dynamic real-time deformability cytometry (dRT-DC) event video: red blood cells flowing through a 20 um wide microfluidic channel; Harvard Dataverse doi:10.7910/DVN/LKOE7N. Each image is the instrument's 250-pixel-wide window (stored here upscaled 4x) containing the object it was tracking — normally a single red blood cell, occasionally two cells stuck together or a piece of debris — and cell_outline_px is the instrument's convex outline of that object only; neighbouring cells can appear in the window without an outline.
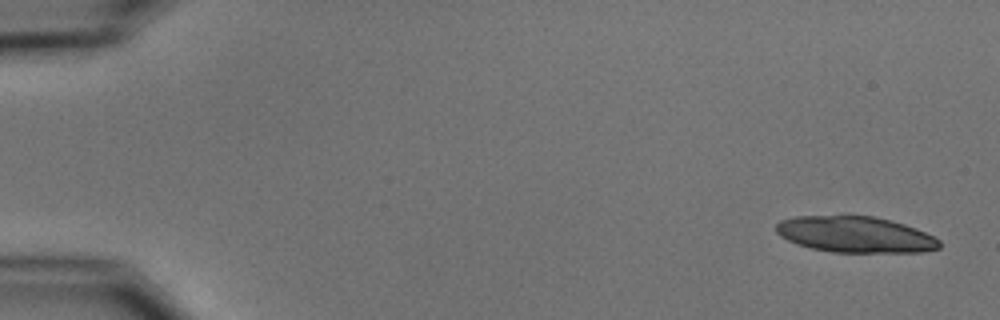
{"species": "common noctule bat (a hibernating species)", "species_latin": "Nyctalus noctula", "temperature_condition": "cold", "stored_images_in_passage": 5, "camera_frame_rate_fps": 3000, "um_per_image_px": 0.085, "animal": {"sex": "male", "body_mass_g": 15.6}, "frame": {"image": 1, "passage_image": 1, "time_ms": 0.0, "image_size_px": [1000, 320], "cell_outline_px": [[940, 248], [924, 252], [832, 252], [812, 248], [796, 244], [780, 236], [776, 232], [776, 224], [780, 220], [796, 216], [872, 216], [904, 224], [916, 228], [940, 240]], "centroid_in_image_um": [72.69, 19.94], "position_along_channel_um": 12.3, "area_um2": 34.22}}